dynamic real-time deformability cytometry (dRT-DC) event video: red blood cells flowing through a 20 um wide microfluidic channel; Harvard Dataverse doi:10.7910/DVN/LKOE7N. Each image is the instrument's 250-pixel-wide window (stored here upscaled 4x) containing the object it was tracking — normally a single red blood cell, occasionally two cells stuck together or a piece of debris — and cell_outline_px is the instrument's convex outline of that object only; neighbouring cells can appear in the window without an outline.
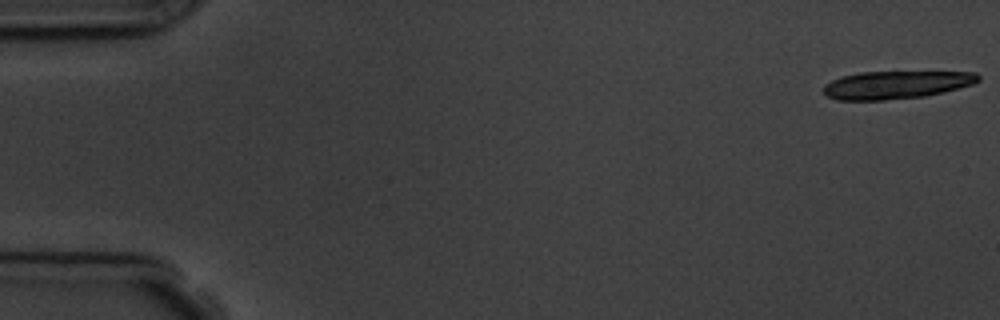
{"species": "common noctule bat (a hibernating species)", "species_latin": "Nyctalus noctula", "temperature_condition": "room temperature", "stored_images_in_passage": 6, "camera_frame_rate_fps": 3000, "um_per_image_px": 0.085, "animal": {"sex": "male", "body_mass_g": 19.5, "forearm_length_mm": 54.6}, "frame": {"image": 1, "passage_image": 1, "time_ms": 0.0, "image_size_px": [1000, 320], "cell_outline_px": [[980, 80], [972, 84], [944, 92], [924, 96], [884, 100], [836, 100], [824, 96], [824, 84], [840, 76], [860, 72], [976, 72], [980, 76]], "centroid_in_image_um": [76.13, 7.21], "position_along_channel_um": 8.9, "area_um2": 25.2}}